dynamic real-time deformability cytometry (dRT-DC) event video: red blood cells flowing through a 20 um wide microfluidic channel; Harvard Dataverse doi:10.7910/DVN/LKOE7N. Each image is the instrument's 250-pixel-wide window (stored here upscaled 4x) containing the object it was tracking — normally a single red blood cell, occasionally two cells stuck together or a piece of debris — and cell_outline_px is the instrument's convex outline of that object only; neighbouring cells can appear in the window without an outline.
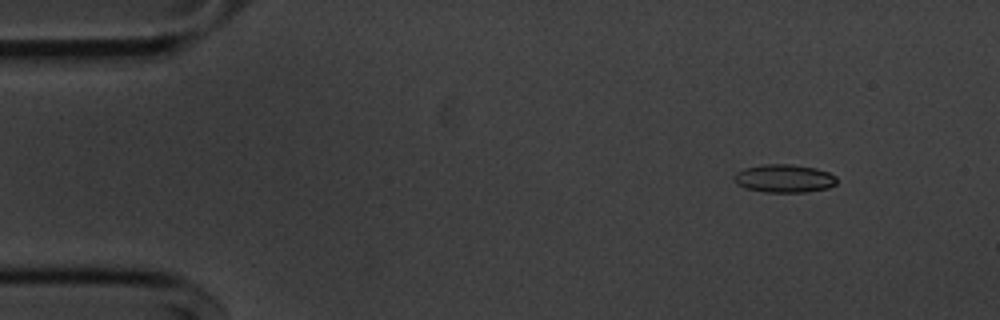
{"species": "common noctule bat (a hibernating species)", "species_latin": "Nyctalus noctula", "temperature_condition": "cold", "stored_images_in_passage": 52, "camera_frame_rate_fps": 3000, "um_per_image_px": 0.085, "animal": {"sex": "male", "body_mass_g": 20.1, "forearm_length_mm": 53.5}, "frame": {"image": 1, "passage_image": 3, "time_ms": 0.667, "image_size_px": [1000, 320], "cell_outline_px": [[836, 184], [828, 188], [804, 192], [764, 192], [748, 188], [736, 184], [732, 176], [736, 172], [744, 168], [764, 164], [792, 164], [816, 168], [828, 172], [836, 176]], "centroid_in_image_um": [66.64, 15.16], "position_along_channel_um": 18.4, "area_um2": 16.88}}
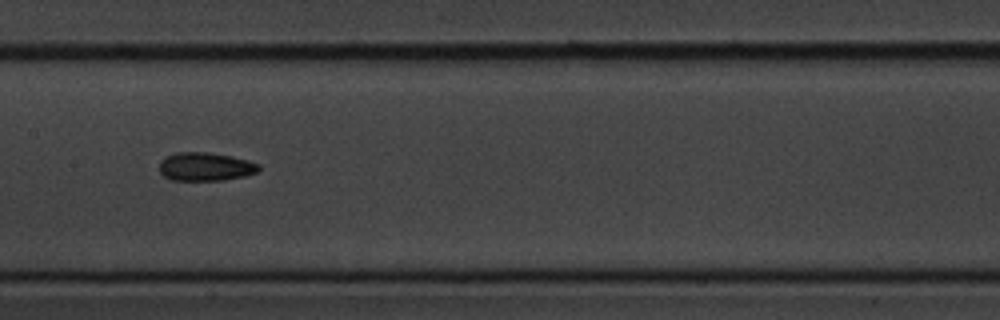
{"frame": {"image": 2, "passage_image": 24, "time_ms": 7.667, "image_size_px": [1000, 320], "cell_outline_px": [[260, 168], [256, 172], [244, 176], [224, 180], [172, 180], [164, 176], [160, 172], [160, 164], [168, 156], [176, 152], [208, 152], [232, 156], [248, 160], [260, 164]], "centroid_in_image_um": [17.5, 14.16], "position_along_channel_um": 189.9, "area_um2": 16.36}}
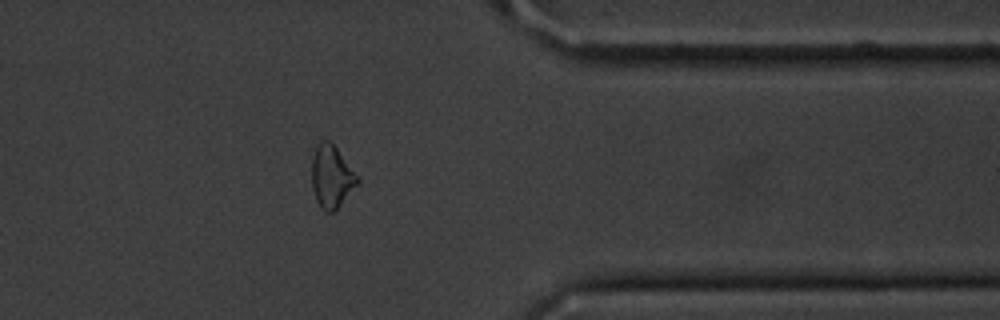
{"frame": {"image": 3, "passage_image": 41, "time_ms": 13.333, "image_size_px": [1000, 320], "cell_outline_px": [[360, 180], [336, 208], [332, 212], [324, 212], [316, 200], [312, 188], [312, 156], [320, 140], [328, 140], [336, 148], [360, 176]], "centroid_in_image_um": [28.17, 14.99], "position_along_channel_um": 383.2, "area_um2": 16.42}, "authors_computed_cell_mechanics": {"area_um2": 16.5886, "velocity_mm_per_s": 3.6362, "shape_relaxation_time_tau1_ms": 1.9788, "shape_relaxation_time_tau2_ms": null, "deformation_change_tau1": 0.0854, "deformation_change_tau2": null}}